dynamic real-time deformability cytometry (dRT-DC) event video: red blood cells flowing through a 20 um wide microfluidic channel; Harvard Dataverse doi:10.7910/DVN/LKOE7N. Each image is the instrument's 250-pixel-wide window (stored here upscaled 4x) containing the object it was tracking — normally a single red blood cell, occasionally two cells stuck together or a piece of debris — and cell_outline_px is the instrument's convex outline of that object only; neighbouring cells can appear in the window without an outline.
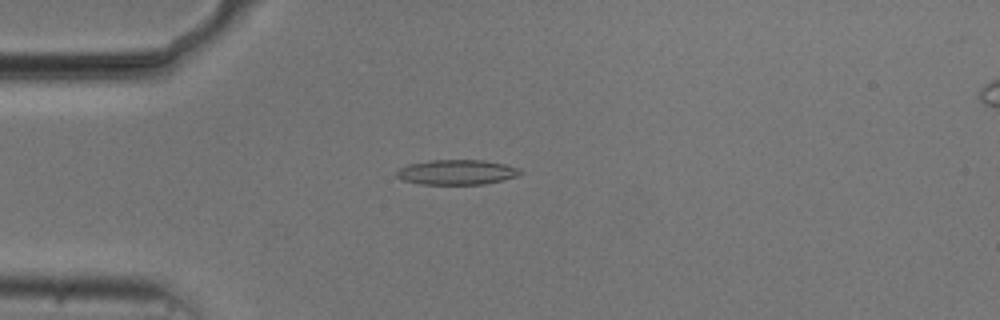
{"species": "common noctule bat (a hibernating species)", "species_latin": "Nyctalus noctula", "temperature_condition": "cold", "stored_images_in_passage": 38, "camera_frame_rate_fps": 3000, "um_per_image_px": 0.085, "animal": {"sex": "male", "body_mass_g": 20.5, "forearm_length_mm": 52.5}, "frame": {"image": 1, "passage_image": 6, "time_ms": 1.667, "image_size_px": [1000, 320], "cell_outline_px": [[524, 172], [516, 176], [484, 184], [420, 184], [400, 180], [396, 176], [396, 172], [400, 168], [408, 164], [428, 160], [484, 160], [504, 164], [520, 168]], "centroid_in_image_um": [38.79, 14.63], "position_along_channel_um": 46.2, "area_um2": 18.03}}
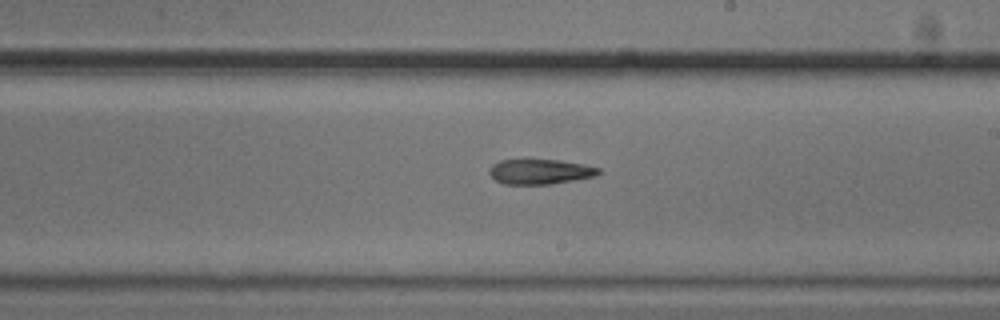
{"frame": {"image": 2, "passage_image": 23, "time_ms": 7.333, "image_size_px": [1000, 320], "cell_outline_px": [[600, 172], [596, 176], [552, 184], [504, 184], [496, 180], [488, 172], [492, 164], [500, 160], [528, 156], [560, 160], [600, 168]], "centroid_in_image_um": [45.85, 14.54], "position_along_channel_um": 243.2, "area_um2": 16.65}}
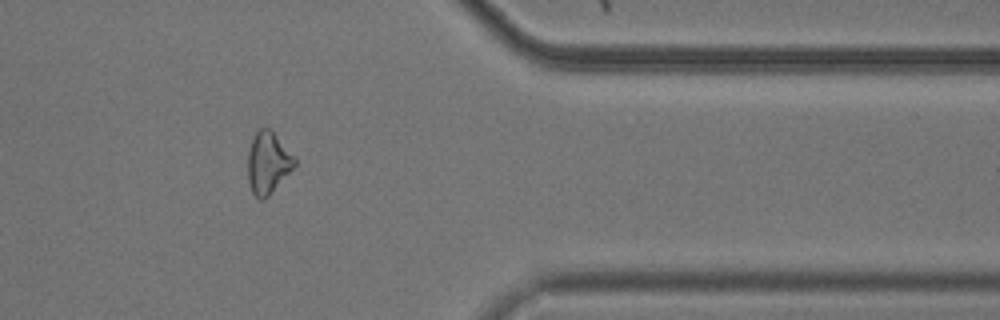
{"frame": {"image": 3, "passage_image": 36, "time_ms": 11.667, "image_size_px": [1000, 320], "cell_outline_px": [[296, 164], [268, 196], [264, 200], [260, 200], [252, 192], [248, 180], [248, 152], [252, 136], [260, 128], [268, 128], [276, 136], [296, 160]], "centroid_in_image_um": [22.73, 13.85], "position_along_channel_um": 388.7, "area_um2": 16.42}, "authors_computed_cell_mechanics": {"area_um2": 16.6175, "velocity_mm_per_s": 3.7465, "shape_relaxation_time_tau1_ms": 10.5443, "shape_relaxation_time_tau2_ms": null, "deformation_change_tau1": 0.2686, "deformation_change_tau2": null}}